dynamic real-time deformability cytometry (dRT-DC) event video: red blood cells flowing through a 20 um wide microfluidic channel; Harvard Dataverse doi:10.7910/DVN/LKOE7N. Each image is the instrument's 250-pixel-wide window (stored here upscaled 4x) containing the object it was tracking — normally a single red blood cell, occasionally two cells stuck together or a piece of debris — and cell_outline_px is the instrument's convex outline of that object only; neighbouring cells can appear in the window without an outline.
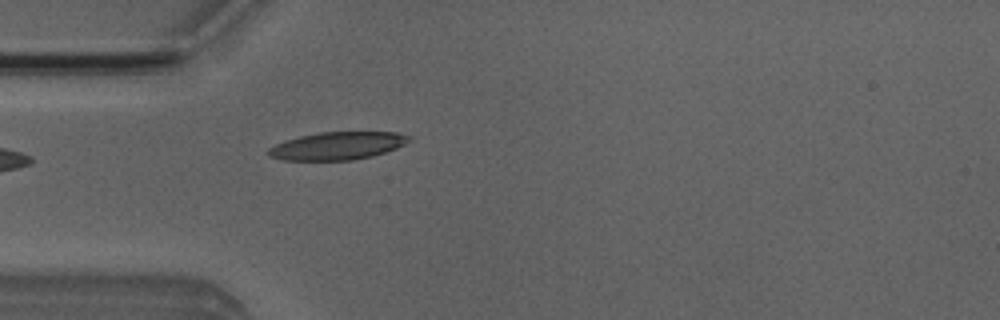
{"species": "Egyptian fruit bat (a non-hibernating species)", "species_latin": "Rousettus aegyptiacus", "temperature_condition": "room temperature", "stored_images_in_passage": 3, "camera_frame_rate_fps": 3000, "um_per_image_px": 0.085, "animal": {"sex": "male"}, "frame": {"image": 1, "passage_image": 3, "time_ms": 2.333, "image_size_px": [1000, 320], "cell_outline_px": [[412, 140], [396, 148], [372, 156], [352, 160], [284, 160], [268, 156], [264, 152], [268, 148], [284, 140], [300, 136], [320, 132], [396, 132], [412, 136]], "centroid_in_image_um": [28.66, 12.39], "position_along_channel_um": 56.3, "area_um2": 22.89}}